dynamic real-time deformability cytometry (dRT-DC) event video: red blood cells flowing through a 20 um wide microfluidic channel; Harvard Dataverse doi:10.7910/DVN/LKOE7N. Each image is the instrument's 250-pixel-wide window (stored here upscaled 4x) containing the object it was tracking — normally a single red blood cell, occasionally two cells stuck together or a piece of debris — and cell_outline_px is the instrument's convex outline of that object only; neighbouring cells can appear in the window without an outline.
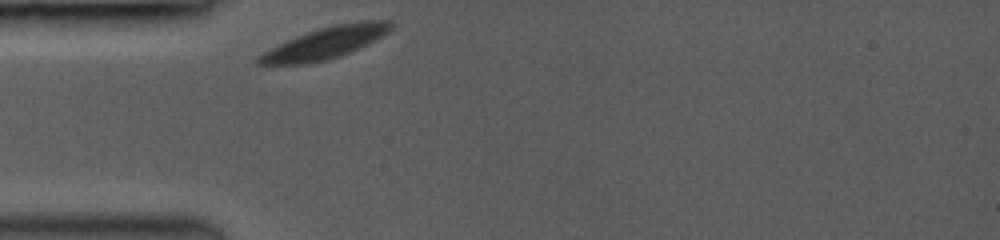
{"species": "common noctule bat (a hibernating species)", "species_latin": "Nyctalus noctula", "temperature_condition": "room temperature", "stored_images_in_passage": 35, "camera_frame_rate_fps": 3500, "um_per_image_px": 0.085, "animal": {"sex": "female", "body_mass_g": 19.0, "forearm_length_mm": 53.3}, "frame": {"image": 1, "passage_image": 1, "time_ms": 0.0, "image_size_px": [1000, 240], "cell_outline_px": [[396, 24], [388, 32], [376, 40], [368, 44], [340, 56], [328, 60], [304, 64], [256, 64], [256, 56], [268, 48], [304, 32], [336, 24], [360, 20], [392, 20]], "centroid_in_image_um": [27.66, 3.63], "position_along_channel_um": 57.3, "area_um2": 24.8}}
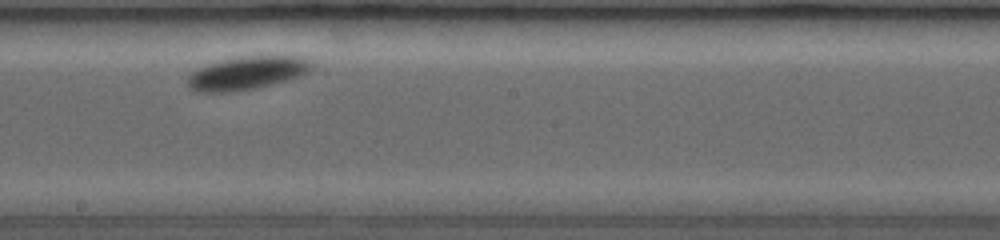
{"frame": {"image": 2, "passage_image": 18, "time_ms": 4.857, "image_size_px": [1000, 240], "cell_outline_px": [[312, 68], [304, 76], [272, 84], [252, 88], [228, 92], [204, 92], [192, 88], [188, 84], [188, 72], [196, 68], [208, 64], [240, 56], [300, 56], [308, 60], [312, 64]], "centroid_in_image_um": [21.01, 6.19], "position_along_channel_um": 227.2, "area_um2": 23.87}}
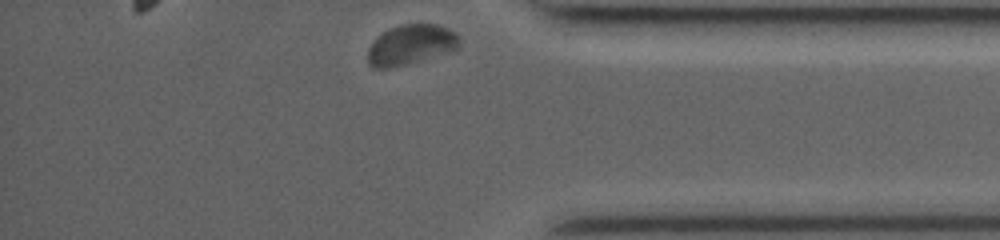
{"frame": {"image": 3, "passage_image": 35, "time_ms": 9.714, "image_size_px": [1000, 240], "cell_outline_px": [[460, 40], [456, 48], [404, 64], [388, 68], [372, 68], [368, 64], [368, 48], [384, 32], [392, 28], [404, 24], [436, 24], [448, 28]], "centroid_in_image_um": [34.86, 3.79], "position_along_channel_um": 400.3, "area_um2": 20.35}, "authors_computed_cell_mechanics": {"area_um2": 23.12, "velocity_mm_per_s": 3.6008, "shape_relaxation_time_tau1_ms": 1.0814, "shape_relaxation_time_tau2_ms": null, "deformation_change_tau1": 0.0491, "deformation_change_tau2": null}}